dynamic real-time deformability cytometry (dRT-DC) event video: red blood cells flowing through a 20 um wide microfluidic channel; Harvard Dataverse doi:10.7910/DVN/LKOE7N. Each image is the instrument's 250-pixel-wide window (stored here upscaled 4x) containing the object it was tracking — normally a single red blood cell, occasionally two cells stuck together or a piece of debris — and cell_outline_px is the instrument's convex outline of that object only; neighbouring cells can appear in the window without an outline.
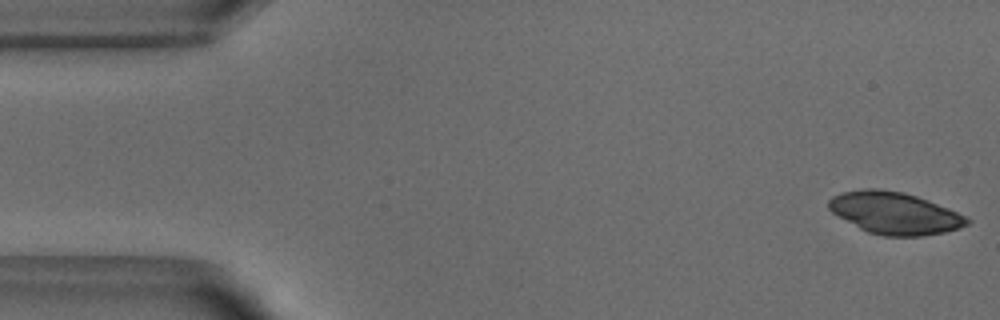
{"species": "common noctule bat (a hibernating species)", "species_latin": "Nyctalus noctula", "temperature_condition": "warm", "stored_images_in_passage": 50, "camera_frame_rate_fps": 3000, "um_per_image_px": 0.085, "animal": {"sex": "male", "body_mass_g": 18.8}, "frame": {"image": 1, "passage_image": 1, "time_ms": 0.0, "image_size_px": [1000, 320], "cell_outline_px": [[972, 220], [968, 224], [960, 228], [944, 232], [924, 236], [884, 236], [868, 232], [860, 228], [832, 212], [828, 208], [828, 200], [832, 196], [840, 192], [864, 188], [876, 188], [904, 192], [928, 200], [968, 216]], "centroid_in_image_um": [76.06, 18.1], "position_along_channel_um": 8.9, "area_um2": 33.99}}